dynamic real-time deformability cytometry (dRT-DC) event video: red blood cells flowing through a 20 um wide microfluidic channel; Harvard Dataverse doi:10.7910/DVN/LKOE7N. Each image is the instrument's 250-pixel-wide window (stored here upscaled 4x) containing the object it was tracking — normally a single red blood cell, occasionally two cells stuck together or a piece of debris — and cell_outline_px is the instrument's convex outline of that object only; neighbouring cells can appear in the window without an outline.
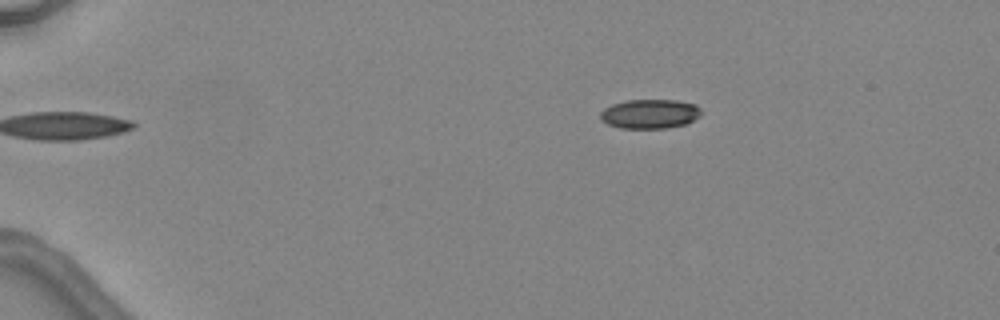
{"species": "common noctule bat (a hibernating species)", "species_latin": "Nyctalus noctula", "temperature_condition": "warm", "stored_images_in_passage": 2, "camera_frame_rate_fps": 3000, "um_per_image_px": 0.085, "animal": {"sex": "female", "body_mass_g": 24.6, "forearm_length_mm": 56.2}, "frame": {"image": 1, "passage_image": 2, "time_ms": 1.0, "image_size_px": [1000, 320], "cell_outline_px": [[704, 112], [700, 116], [684, 124], [664, 128], [620, 128], [608, 124], [600, 120], [600, 112], [604, 108], [612, 104], [628, 100], [676, 100], [696, 104]], "centroid_in_image_um": [55.24, 9.67], "position_along_channel_um": 29.8, "area_um2": 17.28}}